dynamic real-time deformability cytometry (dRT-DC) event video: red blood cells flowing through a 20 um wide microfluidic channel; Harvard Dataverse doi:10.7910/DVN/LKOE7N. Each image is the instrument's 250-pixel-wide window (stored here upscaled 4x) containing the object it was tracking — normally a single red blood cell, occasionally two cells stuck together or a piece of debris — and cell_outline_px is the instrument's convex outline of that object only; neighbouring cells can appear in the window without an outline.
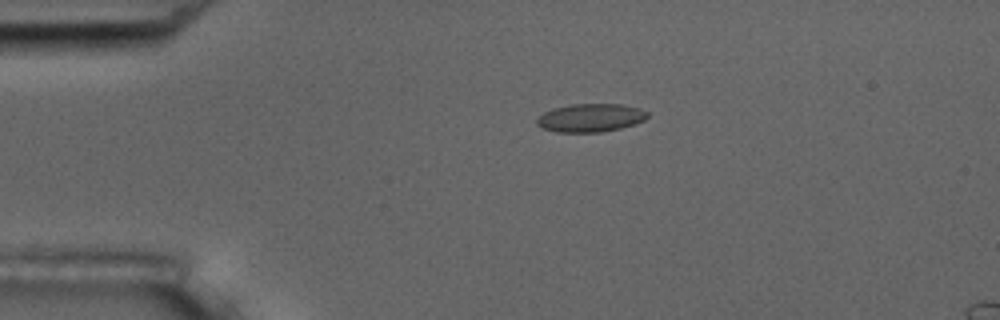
{"species": "common noctule bat (a hibernating species)", "species_latin": "Nyctalus noctula", "temperature_condition": "room temperature", "stored_images_in_passage": 4, "camera_frame_rate_fps": 3000, "um_per_image_px": 0.085, "animal": {"sex": "male", "body_mass_g": 17.5, "forearm_length_mm": 52.3}, "frame": {"image": 1, "passage_image": 1, "time_ms": 0.0, "image_size_px": [1000, 320], "cell_outline_px": [[648, 116], [644, 120], [620, 128], [600, 132], [556, 132], [544, 128], [536, 124], [536, 120], [544, 112], [552, 108], [572, 104], [620, 104], [640, 108], [648, 112]], "centroid_in_image_um": [50.18, 10.0], "position_along_channel_um": 34.8, "area_um2": 18.09}}
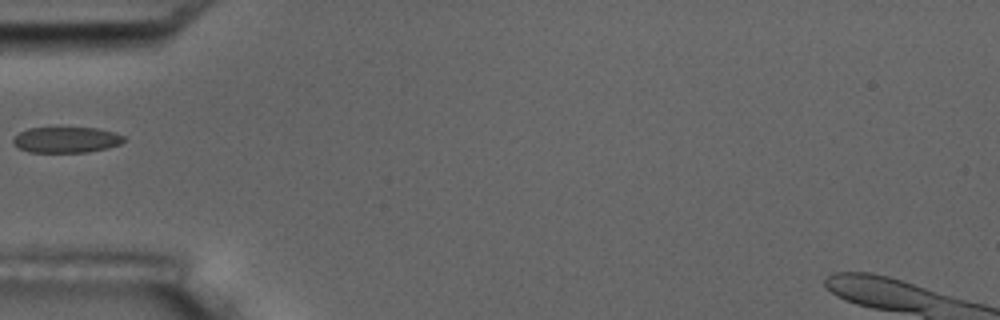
{"frame": {"image": 2, "passage_image": 3, "time_ms": 2.333, "image_size_px": [1000, 320], "cell_outline_px": [[124, 140], [120, 144], [88, 152], [28, 152], [12, 144], [12, 140], [20, 132], [28, 128], [48, 124], [100, 128], [116, 132], [124, 136]], "centroid_in_image_um": [5.59, 11.81], "position_along_channel_um": 79.4, "area_um2": 17.63}}